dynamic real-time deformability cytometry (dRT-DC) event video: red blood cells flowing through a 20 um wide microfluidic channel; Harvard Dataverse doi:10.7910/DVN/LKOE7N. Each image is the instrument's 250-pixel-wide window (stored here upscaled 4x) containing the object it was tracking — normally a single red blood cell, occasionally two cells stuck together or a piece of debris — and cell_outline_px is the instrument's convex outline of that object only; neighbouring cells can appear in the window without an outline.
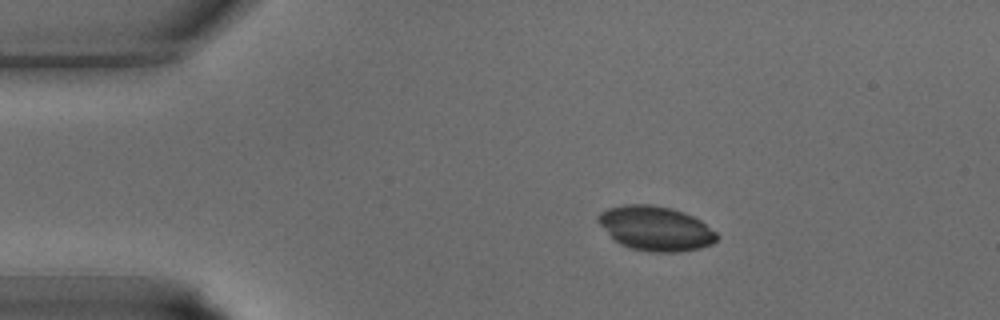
{"species": "common noctule bat (a hibernating species)", "species_latin": "Nyctalus noctula", "temperature_condition": "warm", "stored_images_in_passage": 37, "camera_frame_rate_fps": 3000, "um_per_image_px": 0.085, "animal": {"sex": "male", "body_mass_g": 15.6}, "frame": {"image": 1, "passage_image": 6, "time_ms": 1.667, "image_size_px": [1000, 320], "cell_outline_px": [[720, 236], [712, 244], [700, 248], [680, 252], [652, 252], [632, 248], [620, 244], [596, 220], [596, 216], [600, 212], [608, 208], [624, 204], [652, 204], [672, 208], [684, 212], [700, 220], [716, 232]], "centroid_in_image_um": [55.74, 19.4], "position_along_channel_um": 29.3, "area_um2": 30.75}}
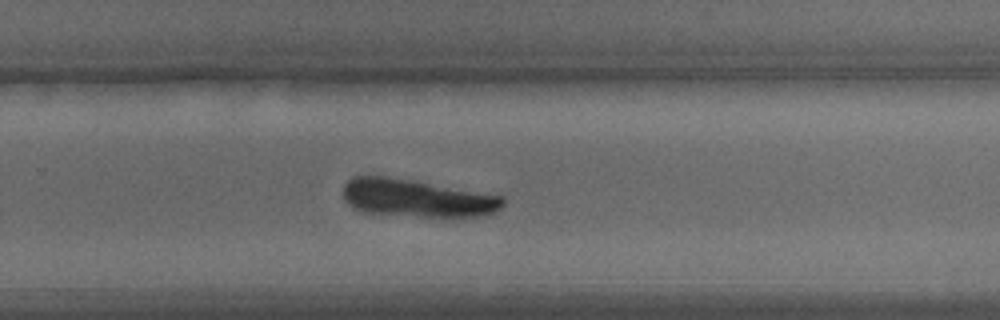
{"frame": {"image": 2, "passage_image": 24, "time_ms": 7.667, "image_size_px": [1000, 320], "cell_outline_px": [[504, 204], [500, 208], [488, 216], [420, 216], [364, 212], [352, 208], [344, 200], [344, 184], [352, 176], [384, 176], [504, 196]], "centroid_in_image_um": [35.41, 16.85], "position_along_channel_um": 294.4, "area_um2": 34.68}}
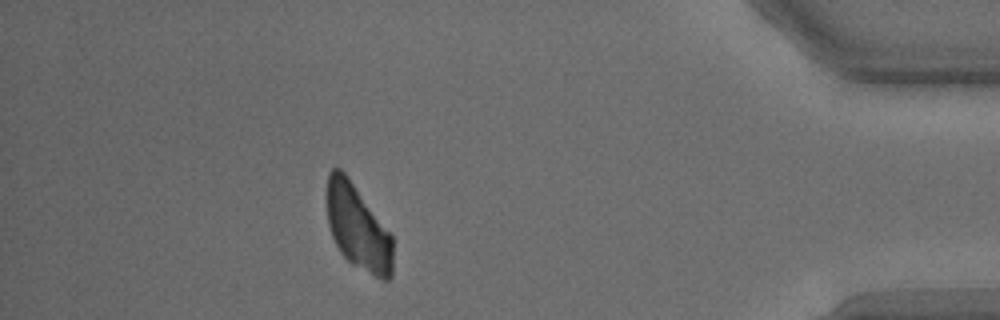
{"frame": {"image": 3, "passage_image": 33, "time_ms": 10.667, "image_size_px": [1000, 320], "cell_outline_px": [[392, 276], [388, 280], [380, 280], [352, 264], [340, 252], [332, 236], [328, 224], [328, 172], [332, 168], [340, 168], [348, 176], [392, 236]], "centroid_in_image_um": [30.42, 19.36], "position_along_channel_um": 404.8, "area_um2": 32.31}}